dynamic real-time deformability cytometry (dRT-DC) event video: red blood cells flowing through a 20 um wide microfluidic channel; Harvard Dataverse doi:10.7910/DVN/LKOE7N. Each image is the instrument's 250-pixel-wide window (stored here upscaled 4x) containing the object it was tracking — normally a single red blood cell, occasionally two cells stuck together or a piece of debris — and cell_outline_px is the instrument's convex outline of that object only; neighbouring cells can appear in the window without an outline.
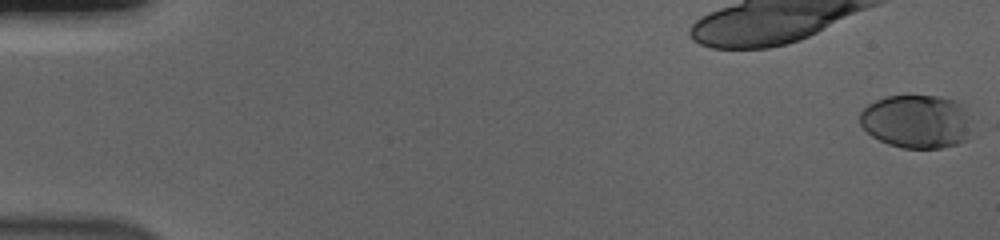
{"species": "human", "species_latin": "Homo sapiens", "temperature_condition": "cold", "stored_images_in_passage": 57, "camera_frame_rate_fps": 3000, "um_per_image_px": 0.085, "donor": {"sex": "male"}, "frame": {"image": 1, "passage_image": 1, "time_ms": 0.0, "image_size_px": [1000, 240], "cell_outline_px": [[980, 124], [968, 140], [944, 148], [904, 148], [888, 144], [872, 136], [860, 124], [860, 112], [868, 104], [884, 96], [940, 96], [956, 100]], "centroid_in_image_um": [78.05, 10.33], "position_along_channel_um": 6.9, "area_um2": 36.13}}
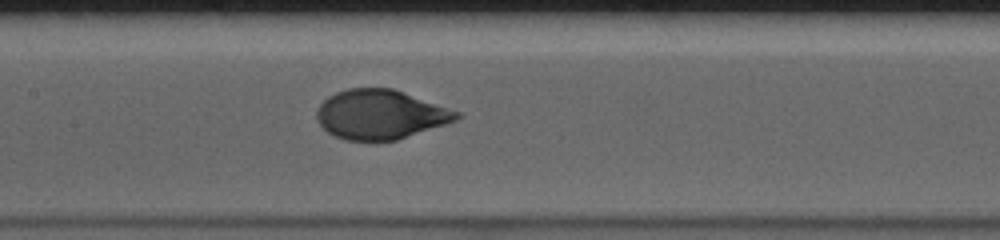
{"frame": {"image": 2, "passage_image": 29, "time_ms": 9.333, "image_size_px": [1000, 240], "cell_outline_px": [[460, 116], [456, 120], [396, 140], [344, 140], [328, 132], [320, 124], [316, 116], [316, 108], [328, 96], [336, 92], [348, 88], [392, 88], [460, 112]], "centroid_in_image_um": [32.29, 9.72], "position_along_channel_um": 175.1, "area_um2": 39.77}}
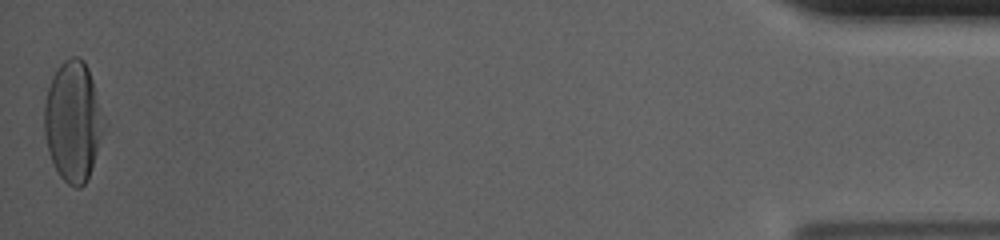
{"frame": {"image": 3, "passage_image": 57, "time_ms": 18.667, "image_size_px": [1000, 240], "cell_outline_px": [[104, 128], [88, 176], [84, 184], [80, 188], [76, 188], [68, 184], [60, 176], [52, 160], [48, 148], [44, 132], [44, 104], [48, 88], [52, 76], [56, 68], [64, 60], [72, 56], [80, 56], [84, 60], [88, 68], [92, 80]], "centroid_in_image_um": [6.16, 10.28], "position_along_channel_um": 429.0, "area_um2": 40.75}, "authors_computed_cell_mechanics": {"area_um2": 39.304, "velocity_mm_per_s": 3.6658, "shape_relaxation_time_tau1_ms": 3.5481, "shape_relaxation_time_tau2_ms": null, "deformation_change_tau1": 0.2037, "deformation_change_tau2": null}}